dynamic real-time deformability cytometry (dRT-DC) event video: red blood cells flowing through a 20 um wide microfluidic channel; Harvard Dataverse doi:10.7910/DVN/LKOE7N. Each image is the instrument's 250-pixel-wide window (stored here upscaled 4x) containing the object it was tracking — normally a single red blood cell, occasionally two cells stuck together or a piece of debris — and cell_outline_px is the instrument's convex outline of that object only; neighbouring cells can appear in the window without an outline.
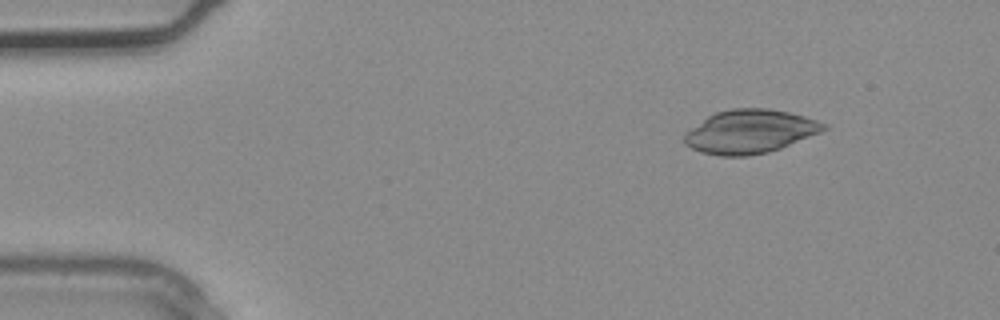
{"species": "common noctule bat (a hibernating species)", "species_latin": "Nyctalus noctula", "temperature_condition": "warm", "stored_images_in_passage": 3, "segment_of_instrument_passage": [2, 2], "camera_frame_rate_fps": 3000, "um_per_image_px": 0.085, "animal": {"sex": "male", "body_mass_g": 20.4}, "frame": {"image": 1, "passage_image": 3, "time_ms": 0.667, "image_size_px": [1000, 320], "cell_outline_px": [[828, 128], [820, 132], [780, 148], [768, 152], [748, 156], [720, 156], [700, 152], [684, 144], [684, 136], [692, 128], [708, 116], [716, 112], [732, 108], [768, 108], [788, 112], [804, 116], [816, 120], [824, 124]], "centroid_in_image_um": [63.73, 11.18], "position_along_channel_um": 21.3, "area_um2": 35.03}}